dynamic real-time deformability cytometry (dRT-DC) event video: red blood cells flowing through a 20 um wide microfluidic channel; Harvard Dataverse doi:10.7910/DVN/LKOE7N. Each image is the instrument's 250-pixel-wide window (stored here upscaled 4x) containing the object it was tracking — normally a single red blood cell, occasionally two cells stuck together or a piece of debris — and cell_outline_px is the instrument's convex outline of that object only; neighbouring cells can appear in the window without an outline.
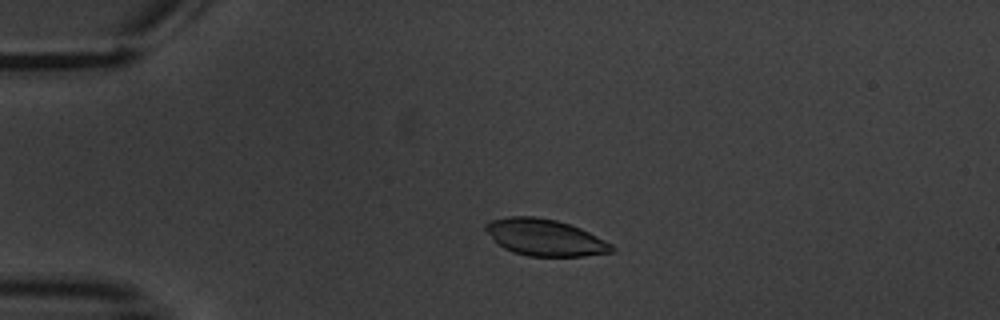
{"species": "common noctule bat (a hibernating species)", "species_latin": "Nyctalus noctula", "temperature_condition": "warm", "stored_images_in_passage": 6, "segment_of_instrument_passage": [1, 2], "camera_frame_rate_fps": 3000, "um_per_image_px": 0.085, "animal": {"sex": "male", "body_mass_g": 20.1, "forearm_length_mm": 53.5}, "frame": {"image": 1, "passage_image": 4, "time_ms": 3.667, "image_size_px": [1000, 320], "cell_outline_px": [[616, 248], [612, 252], [584, 256], [528, 256], [512, 252], [496, 244], [484, 228], [484, 224], [492, 220], [508, 216], [536, 216], [556, 220], [580, 228], [612, 244]], "centroid_in_image_um": [46.28, 20.19], "position_along_channel_um": 38.7, "area_um2": 26.93}}